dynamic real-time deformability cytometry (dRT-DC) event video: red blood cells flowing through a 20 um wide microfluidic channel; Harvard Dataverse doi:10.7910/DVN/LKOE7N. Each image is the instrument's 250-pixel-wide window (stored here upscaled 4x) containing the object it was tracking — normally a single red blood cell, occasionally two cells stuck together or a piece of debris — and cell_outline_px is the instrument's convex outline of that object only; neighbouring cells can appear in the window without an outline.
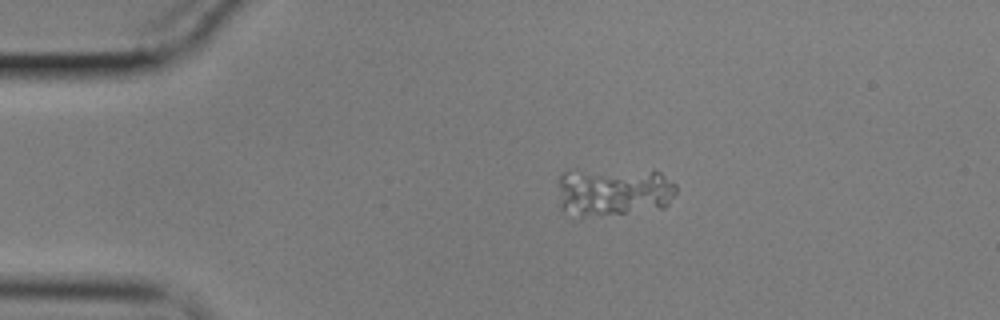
{"species": "common noctule bat (a hibernating species)", "species_latin": "Nyctalus noctula", "temperature_condition": "cold", "stored_images_in_passage": 20, "camera_frame_rate_fps": 3000, "um_per_image_px": 0.085, "animal": {"sex": "male", "body_mass_g": 17.9}, "frame": {"image": 1, "passage_image": 11, "time_ms": 3.333, "image_size_px": [1000, 320], "cell_outline_px": [[676, 192], [668, 204], [664, 208], [624, 212], [580, 216], [560, 208], [556, 180], [564, 172], [660, 172], [676, 184]], "centroid_in_image_um": [52.15, 16.32], "position_along_channel_um": 32.9, "area_um2": 32.31}}
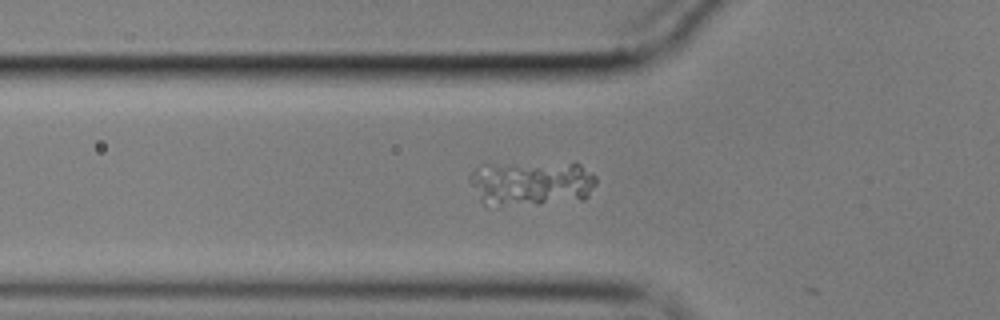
{"frame": {"image": 2, "passage_image": 19, "time_ms": 6.0, "image_size_px": [1000, 320], "cell_outline_px": [[596, 184], [588, 196], [584, 200], [500, 208], [484, 204], [480, 200], [468, 180], [468, 176], [476, 168], [568, 164], [580, 164], [596, 176]], "centroid_in_image_um": [45.21, 15.7], "position_along_channel_um": 80.6, "area_um2": 32.48}}